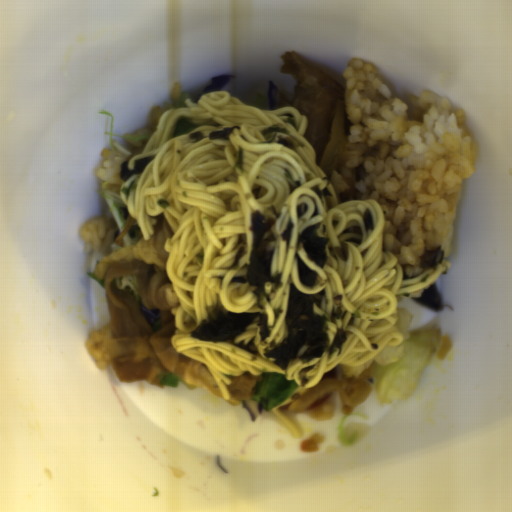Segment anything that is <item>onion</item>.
<instances>
[{"label": "onion", "instance_id": "obj_1", "mask_svg": "<svg viewBox=\"0 0 512 512\" xmlns=\"http://www.w3.org/2000/svg\"><path fill=\"white\" fill-rule=\"evenodd\" d=\"M345 145L346 139L343 118L338 108L334 114L332 122L331 138L318 165L327 179L331 177L341 155L345 150Z\"/></svg>", "mask_w": 512, "mask_h": 512}]
</instances>
